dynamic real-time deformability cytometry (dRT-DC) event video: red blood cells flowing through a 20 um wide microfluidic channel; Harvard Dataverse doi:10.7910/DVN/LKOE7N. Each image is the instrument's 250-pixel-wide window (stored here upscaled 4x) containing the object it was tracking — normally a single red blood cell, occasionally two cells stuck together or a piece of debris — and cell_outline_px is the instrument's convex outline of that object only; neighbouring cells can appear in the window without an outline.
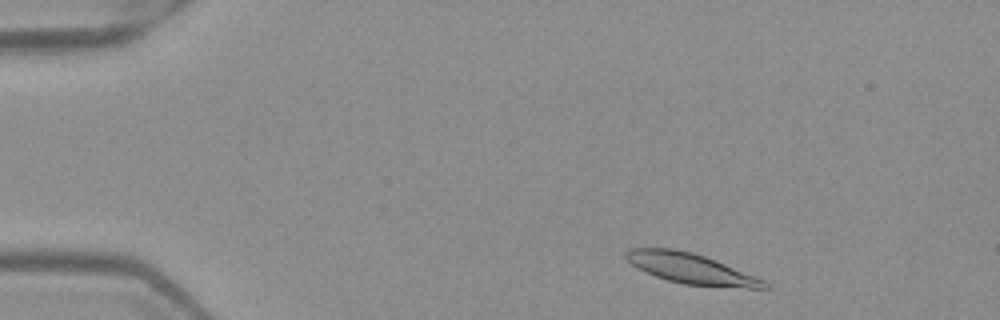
{"species": "Egyptian fruit bat (a non-hibernating species)", "species_latin": "Rousettus aegyptiacus", "temperature_condition": "warm", "stored_images_in_passage": 47, "camera_frame_rate_fps": 3000, "um_per_image_px": 0.085, "frame": {"image": 1, "passage_image": 3, "time_ms": 0.667, "image_size_px": [1000, 320], "cell_outline_px": [[772, 288], [748, 288], [684, 284], [668, 280], [656, 276], [632, 264], [624, 256], [624, 252], [628, 248], [672, 248], [692, 252], [716, 260], [764, 280]], "centroid_in_image_um": [58.73, 22.82], "position_along_channel_um": 26.3, "area_um2": 24.1}}
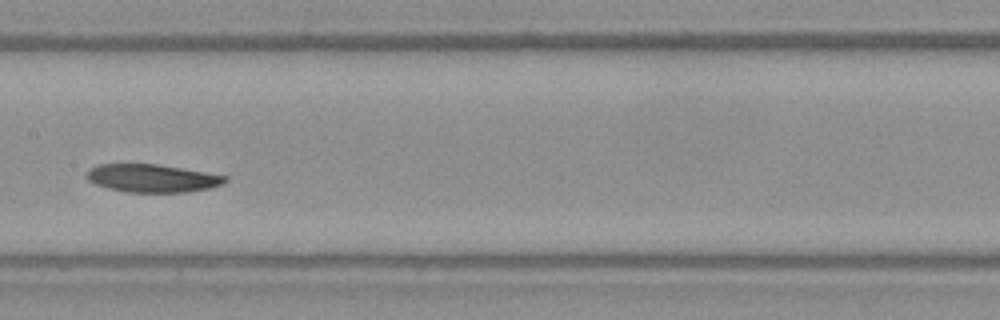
{"frame": {"image": 2, "passage_image": 22, "time_ms": 7.0, "image_size_px": [1000, 320], "cell_outline_px": [[228, 180], [212, 188], [184, 192], [128, 192], [108, 188], [96, 184], [88, 180], [84, 176], [88, 168], [96, 164], [156, 164], [228, 176]], "centroid_in_image_um": [12.89, 15.14], "position_along_channel_um": 194.5, "area_um2": 22.54}}
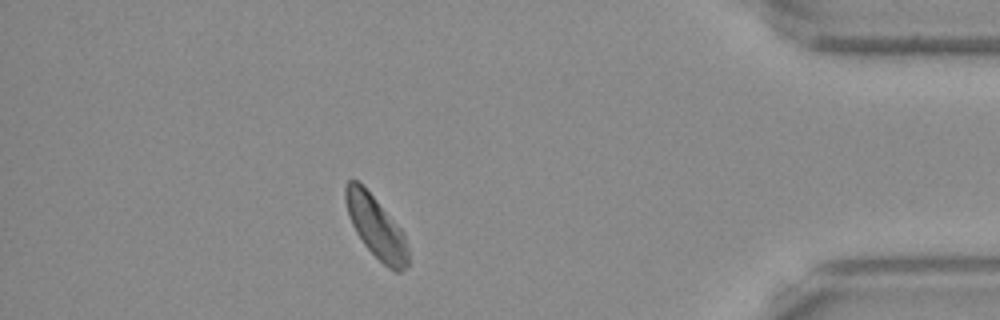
{"frame": {"image": 3, "passage_image": 41, "time_ms": 13.333, "image_size_px": [1000, 320], "cell_outline_px": [[408, 264], [400, 272], [396, 272], [388, 268], [364, 244], [356, 232], [348, 216], [344, 200], [344, 184], [348, 180], [356, 180], [376, 200], [404, 232], [408, 248]], "centroid_in_image_um": [31.95, 19.3], "position_along_channel_um": 403.3, "area_um2": 22.31}}